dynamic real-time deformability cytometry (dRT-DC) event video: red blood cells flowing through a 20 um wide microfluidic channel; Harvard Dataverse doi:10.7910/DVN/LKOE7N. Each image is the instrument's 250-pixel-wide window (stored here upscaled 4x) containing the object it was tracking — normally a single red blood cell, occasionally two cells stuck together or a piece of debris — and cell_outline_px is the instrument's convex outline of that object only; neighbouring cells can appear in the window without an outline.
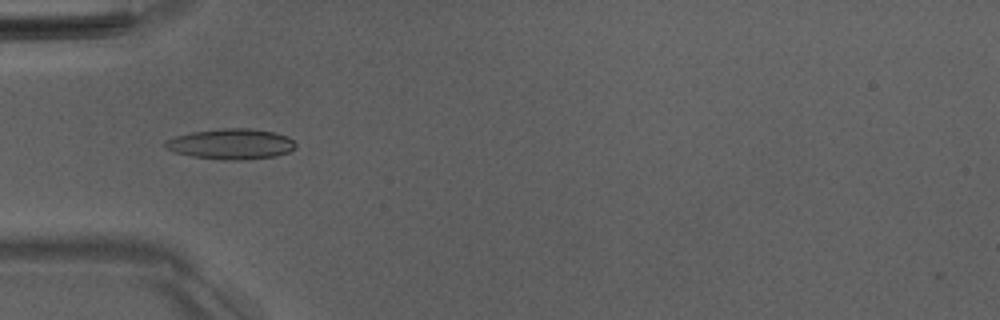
{"species": "Egyptian fruit bat (a non-hibernating species)", "species_latin": "Rousettus aegyptiacus", "temperature_condition": "room temperature", "stored_images_in_passage": 52, "camera_frame_rate_fps": 3000, "um_per_image_px": 0.085, "animal": {"sex": "male"}, "frame": {"image": 1, "passage_image": 17, "time_ms": 5.333, "image_size_px": [1000, 320], "cell_outline_px": [[296, 148], [288, 152], [276, 156], [244, 160], [224, 160], [192, 156], [176, 152], [164, 148], [160, 144], [176, 136], [192, 132], [220, 128], [248, 128], [272, 132], [288, 136], [296, 144]], "centroid_in_image_um": [19.64, 12.24], "position_along_channel_um": 65.4, "area_um2": 23.24}}
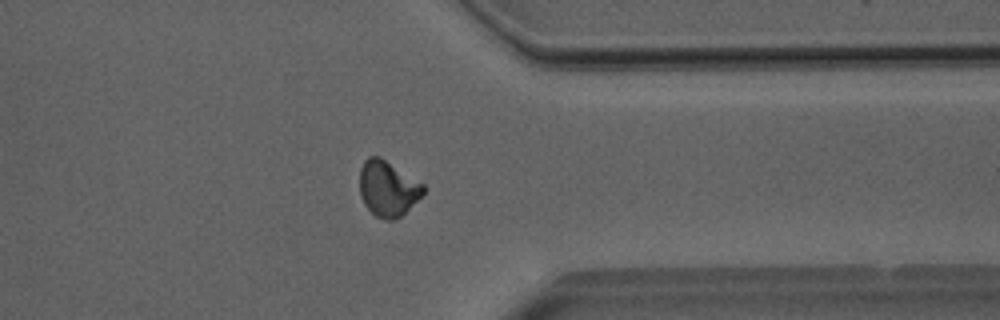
{"frame": {"image": 2, "passage_image": 41, "time_ms": 13.333, "image_size_px": [1000, 320], "cell_outline_px": [[424, 192], [400, 216], [392, 220], [384, 220], [376, 216], [364, 204], [360, 196], [360, 168], [364, 160], [368, 156], [380, 156], [424, 184]], "centroid_in_image_um": [32.93, 16.0], "position_along_channel_um": 378.5, "area_um2": 20.4}}
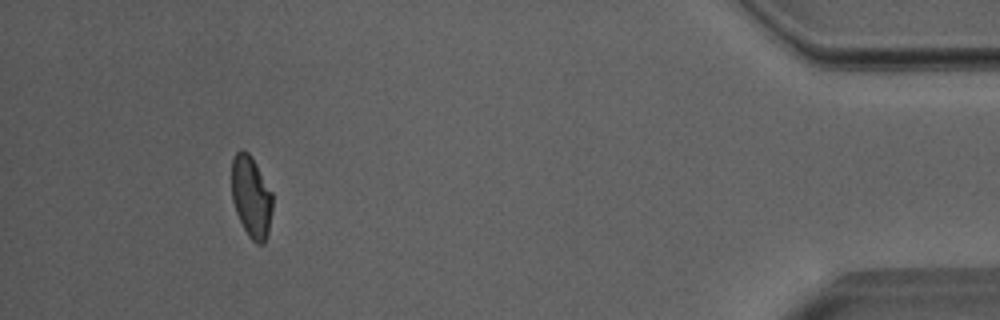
{"frame": {"image": 3, "passage_image": 48, "time_ms": 15.667, "image_size_px": [1000, 320], "cell_outline_px": [[272, 212], [268, 232], [264, 244], [256, 244], [248, 236], [236, 212], [232, 200], [232, 156], [240, 148], [244, 148], [252, 156], [272, 192]], "centroid_in_image_um": [21.35, 16.69], "position_along_channel_um": 413.9, "area_um2": 19.65}, "authors_computed_cell_mechanics": {"area_um2": 20.4323, "velocity_mm_per_s": 3.9937, "shape_relaxation_time_tau1_ms": 8.6062, "shape_relaxation_time_tau2_ms": 3.3607, "deformation_change_tau1": 0.2082, "deformation_change_tau2": 0.0871}}